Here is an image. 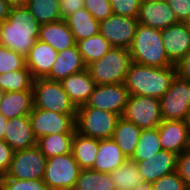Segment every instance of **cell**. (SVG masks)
<instances>
[{
	"instance_id": "obj_1",
	"label": "cell",
	"mask_w": 190,
	"mask_h": 190,
	"mask_svg": "<svg viewBox=\"0 0 190 190\" xmlns=\"http://www.w3.org/2000/svg\"><path fill=\"white\" fill-rule=\"evenodd\" d=\"M40 26L26 6L11 7L9 16L0 24L2 45L26 57L38 40Z\"/></svg>"
},
{
	"instance_id": "obj_7",
	"label": "cell",
	"mask_w": 190,
	"mask_h": 190,
	"mask_svg": "<svg viewBox=\"0 0 190 190\" xmlns=\"http://www.w3.org/2000/svg\"><path fill=\"white\" fill-rule=\"evenodd\" d=\"M80 167L72 153L47 158L43 182L49 190L74 188Z\"/></svg>"
},
{
	"instance_id": "obj_27",
	"label": "cell",
	"mask_w": 190,
	"mask_h": 190,
	"mask_svg": "<svg viewBox=\"0 0 190 190\" xmlns=\"http://www.w3.org/2000/svg\"><path fill=\"white\" fill-rule=\"evenodd\" d=\"M141 131V128L124 117L118 119L112 139L127 158H131L134 154Z\"/></svg>"
},
{
	"instance_id": "obj_37",
	"label": "cell",
	"mask_w": 190,
	"mask_h": 190,
	"mask_svg": "<svg viewBox=\"0 0 190 190\" xmlns=\"http://www.w3.org/2000/svg\"><path fill=\"white\" fill-rule=\"evenodd\" d=\"M153 190H186L187 186L176 171L151 183Z\"/></svg>"
},
{
	"instance_id": "obj_17",
	"label": "cell",
	"mask_w": 190,
	"mask_h": 190,
	"mask_svg": "<svg viewBox=\"0 0 190 190\" xmlns=\"http://www.w3.org/2000/svg\"><path fill=\"white\" fill-rule=\"evenodd\" d=\"M175 153L160 150L153 157L136 162L143 182L153 183L159 178L176 171Z\"/></svg>"
},
{
	"instance_id": "obj_10",
	"label": "cell",
	"mask_w": 190,
	"mask_h": 190,
	"mask_svg": "<svg viewBox=\"0 0 190 190\" xmlns=\"http://www.w3.org/2000/svg\"><path fill=\"white\" fill-rule=\"evenodd\" d=\"M162 120H182L190 110V82L179 78L173 79L168 91L160 98Z\"/></svg>"
},
{
	"instance_id": "obj_44",
	"label": "cell",
	"mask_w": 190,
	"mask_h": 190,
	"mask_svg": "<svg viewBox=\"0 0 190 190\" xmlns=\"http://www.w3.org/2000/svg\"><path fill=\"white\" fill-rule=\"evenodd\" d=\"M176 75L190 82V51L175 65Z\"/></svg>"
},
{
	"instance_id": "obj_31",
	"label": "cell",
	"mask_w": 190,
	"mask_h": 190,
	"mask_svg": "<svg viewBox=\"0 0 190 190\" xmlns=\"http://www.w3.org/2000/svg\"><path fill=\"white\" fill-rule=\"evenodd\" d=\"M74 188L77 190H115L109 173L92 169L80 170Z\"/></svg>"
},
{
	"instance_id": "obj_3",
	"label": "cell",
	"mask_w": 190,
	"mask_h": 190,
	"mask_svg": "<svg viewBox=\"0 0 190 190\" xmlns=\"http://www.w3.org/2000/svg\"><path fill=\"white\" fill-rule=\"evenodd\" d=\"M129 51L134 63L156 68L174 66L166 55L161 30L138 23Z\"/></svg>"
},
{
	"instance_id": "obj_35",
	"label": "cell",
	"mask_w": 190,
	"mask_h": 190,
	"mask_svg": "<svg viewBox=\"0 0 190 190\" xmlns=\"http://www.w3.org/2000/svg\"><path fill=\"white\" fill-rule=\"evenodd\" d=\"M26 67L24 56L0 45V74H6L16 70H22Z\"/></svg>"
},
{
	"instance_id": "obj_41",
	"label": "cell",
	"mask_w": 190,
	"mask_h": 190,
	"mask_svg": "<svg viewBox=\"0 0 190 190\" xmlns=\"http://www.w3.org/2000/svg\"><path fill=\"white\" fill-rule=\"evenodd\" d=\"M178 22L190 23V0H167Z\"/></svg>"
},
{
	"instance_id": "obj_33",
	"label": "cell",
	"mask_w": 190,
	"mask_h": 190,
	"mask_svg": "<svg viewBox=\"0 0 190 190\" xmlns=\"http://www.w3.org/2000/svg\"><path fill=\"white\" fill-rule=\"evenodd\" d=\"M163 150L159 141L158 127L153 129H142L135 152L130 158L138 162L153 157Z\"/></svg>"
},
{
	"instance_id": "obj_29",
	"label": "cell",
	"mask_w": 190,
	"mask_h": 190,
	"mask_svg": "<svg viewBox=\"0 0 190 190\" xmlns=\"http://www.w3.org/2000/svg\"><path fill=\"white\" fill-rule=\"evenodd\" d=\"M74 133H61L46 135L37 139L36 146L46 156L51 158L58 155L71 153Z\"/></svg>"
},
{
	"instance_id": "obj_18",
	"label": "cell",
	"mask_w": 190,
	"mask_h": 190,
	"mask_svg": "<svg viewBox=\"0 0 190 190\" xmlns=\"http://www.w3.org/2000/svg\"><path fill=\"white\" fill-rule=\"evenodd\" d=\"M4 132V141L11 146L14 151L32 148L37 144L29 116L8 119Z\"/></svg>"
},
{
	"instance_id": "obj_51",
	"label": "cell",
	"mask_w": 190,
	"mask_h": 190,
	"mask_svg": "<svg viewBox=\"0 0 190 190\" xmlns=\"http://www.w3.org/2000/svg\"><path fill=\"white\" fill-rule=\"evenodd\" d=\"M0 45H2V35H1V32H0Z\"/></svg>"
},
{
	"instance_id": "obj_39",
	"label": "cell",
	"mask_w": 190,
	"mask_h": 190,
	"mask_svg": "<svg viewBox=\"0 0 190 190\" xmlns=\"http://www.w3.org/2000/svg\"><path fill=\"white\" fill-rule=\"evenodd\" d=\"M83 5L99 22L113 14L110 0H83Z\"/></svg>"
},
{
	"instance_id": "obj_15",
	"label": "cell",
	"mask_w": 190,
	"mask_h": 190,
	"mask_svg": "<svg viewBox=\"0 0 190 190\" xmlns=\"http://www.w3.org/2000/svg\"><path fill=\"white\" fill-rule=\"evenodd\" d=\"M137 20L140 24L158 30L178 23V19L167 1L161 0H142Z\"/></svg>"
},
{
	"instance_id": "obj_47",
	"label": "cell",
	"mask_w": 190,
	"mask_h": 190,
	"mask_svg": "<svg viewBox=\"0 0 190 190\" xmlns=\"http://www.w3.org/2000/svg\"><path fill=\"white\" fill-rule=\"evenodd\" d=\"M11 7L26 6L28 0H6Z\"/></svg>"
},
{
	"instance_id": "obj_9",
	"label": "cell",
	"mask_w": 190,
	"mask_h": 190,
	"mask_svg": "<svg viewBox=\"0 0 190 190\" xmlns=\"http://www.w3.org/2000/svg\"><path fill=\"white\" fill-rule=\"evenodd\" d=\"M122 117L141 129L157 128L162 122L160 99L129 95Z\"/></svg>"
},
{
	"instance_id": "obj_43",
	"label": "cell",
	"mask_w": 190,
	"mask_h": 190,
	"mask_svg": "<svg viewBox=\"0 0 190 190\" xmlns=\"http://www.w3.org/2000/svg\"><path fill=\"white\" fill-rule=\"evenodd\" d=\"M83 7V0H60L61 18L65 19Z\"/></svg>"
},
{
	"instance_id": "obj_16",
	"label": "cell",
	"mask_w": 190,
	"mask_h": 190,
	"mask_svg": "<svg viewBox=\"0 0 190 190\" xmlns=\"http://www.w3.org/2000/svg\"><path fill=\"white\" fill-rule=\"evenodd\" d=\"M158 134L163 150L180 155L184 150L190 149V134L182 120H162Z\"/></svg>"
},
{
	"instance_id": "obj_42",
	"label": "cell",
	"mask_w": 190,
	"mask_h": 190,
	"mask_svg": "<svg viewBox=\"0 0 190 190\" xmlns=\"http://www.w3.org/2000/svg\"><path fill=\"white\" fill-rule=\"evenodd\" d=\"M14 150L4 140H0V177L5 175L11 165Z\"/></svg>"
},
{
	"instance_id": "obj_30",
	"label": "cell",
	"mask_w": 190,
	"mask_h": 190,
	"mask_svg": "<svg viewBox=\"0 0 190 190\" xmlns=\"http://www.w3.org/2000/svg\"><path fill=\"white\" fill-rule=\"evenodd\" d=\"M78 50L86 65L101 59L113 46L100 34L76 42Z\"/></svg>"
},
{
	"instance_id": "obj_19",
	"label": "cell",
	"mask_w": 190,
	"mask_h": 190,
	"mask_svg": "<svg viewBox=\"0 0 190 190\" xmlns=\"http://www.w3.org/2000/svg\"><path fill=\"white\" fill-rule=\"evenodd\" d=\"M58 52L49 44L37 40L30 49L26 59V67L34 79L45 78L51 71Z\"/></svg>"
},
{
	"instance_id": "obj_2",
	"label": "cell",
	"mask_w": 190,
	"mask_h": 190,
	"mask_svg": "<svg viewBox=\"0 0 190 190\" xmlns=\"http://www.w3.org/2000/svg\"><path fill=\"white\" fill-rule=\"evenodd\" d=\"M175 76V65L156 68L132 62L126 74L124 85L129 95L160 99L170 88Z\"/></svg>"
},
{
	"instance_id": "obj_26",
	"label": "cell",
	"mask_w": 190,
	"mask_h": 190,
	"mask_svg": "<svg viewBox=\"0 0 190 190\" xmlns=\"http://www.w3.org/2000/svg\"><path fill=\"white\" fill-rule=\"evenodd\" d=\"M99 140L75 131L71 153L81 170L92 169L97 156Z\"/></svg>"
},
{
	"instance_id": "obj_50",
	"label": "cell",
	"mask_w": 190,
	"mask_h": 190,
	"mask_svg": "<svg viewBox=\"0 0 190 190\" xmlns=\"http://www.w3.org/2000/svg\"><path fill=\"white\" fill-rule=\"evenodd\" d=\"M4 94H5V91L0 87V104L3 100Z\"/></svg>"
},
{
	"instance_id": "obj_46",
	"label": "cell",
	"mask_w": 190,
	"mask_h": 190,
	"mask_svg": "<svg viewBox=\"0 0 190 190\" xmlns=\"http://www.w3.org/2000/svg\"><path fill=\"white\" fill-rule=\"evenodd\" d=\"M7 118H5L1 113H0V140H4V134H5V125L7 123Z\"/></svg>"
},
{
	"instance_id": "obj_11",
	"label": "cell",
	"mask_w": 190,
	"mask_h": 190,
	"mask_svg": "<svg viewBox=\"0 0 190 190\" xmlns=\"http://www.w3.org/2000/svg\"><path fill=\"white\" fill-rule=\"evenodd\" d=\"M75 118L76 115L59 114L34 107L29 114L31 128L36 139L52 134L75 133Z\"/></svg>"
},
{
	"instance_id": "obj_28",
	"label": "cell",
	"mask_w": 190,
	"mask_h": 190,
	"mask_svg": "<svg viewBox=\"0 0 190 190\" xmlns=\"http://www.w3.org/2000/svg\"><path fill=\"white\" fill-rule=\"evenodd\" d=\"M115 190H133L143 183L135 161L128 158L115 171L110 173Z\"/></svg>"
},
{
	"instance_id": "obj_32",
	"label": "cell",
	"mask_w": 190,
	"mask_h": 190,
	"mask_svg": "<svg viewBox=\"0 0 190 190\" xmlns=\"http://www.w3.org/2000/svg\"><path fill=\"white\" fill-rule=\"evenodd\" d=\"M26 7L41 25L62 19L60 0H28Z\"/></svg>"
},
{
	"instance_id": "obj_49",
	"label": "cell",
	"mask_w": 190,
	"mask_h": 190,
	"mask_svg": "<svg viewBox=\"0 0 190 190\" xmlns=\"http://www.w3.org/2000/svg\"><path fill=\"white\" fill-rule=\"evenodd\" d=\"M185 125L188 128L189 134H190V110L186 114V117L184 119Z\"/></svg>"
},
{
	"instance_id": "obj_8",
	"label": "cell",
	"mask_w": 190,
	"mask_h": 190,
	"mask_svg": "<svg viewBox=\"0 0 190 190\" xmlns=\"http://www.w3.org/2000/svg\"><path fill=\"white\" fill-rule=\"evenodd\" d=\"M46 162V156L37 146L16 150L8 172L0 178L43 179Z\"/></svg>"
},
{
	"instance_id": "obj_25",
	"label": "cell",
	"mask_w": 190,
	"mask_h": 190,
	"mask_svg": "<svg viewBox=\"0 0 190 190\" xmlns=\"http://www.w3.org/2000/svg\"><path fill=\"white\" fill-rule=\"evenodd\" d=\"M64 20L70 28L75 42L99 33L100 22L97 21L84 7L69 15Z\"/></svg>"
},
{
	"instance_id": "obj_12",
	"label": "cell",
	"mask_w": 190,
	"mask_h": 190,
	"mask_svg": "<svg viewBox=\"0 0 190 190\" xmlns=\"http://www.w3.org/2000/svg\"><path fill=\"white\" fill-rule=\"evenodd\" d=\"M128 90L124 83L111 85H95L93 93L86 103L78 108H96L123 116L127 100Z\"/></svg>"
},
{
	"instance_id": "obj_40",
	"label": "cell",
	"mask_w": 190,
	"mask_h": 190,
	"mask_svg": "<svg viewBox=\"0 0 190 190\" xmlns=\"http://www.w3.org/2000/svg\"><path fill=\"white\" fill-rule=\"evenodd\" d=\"M176 172L183 179L187 188H190V149L184 150L177 156Z\"/></svg>"
},
{
	"instance_id": "obj_4",
	"label": "cell",
	"mask_w": 190,
	"mask_h": 190,
	"mask_svg": "<svg viewBox=\"0 0 190 190\" xmlns=\"http://www.w3.org/2000/svg\"><path fill=\"white\" fill-rule=\"evenodd\" d=\"M131 63L129 49L113 47L101 59L88 65L86 69L95 85L119 84L124 83Z\"/></svg>"
},
{
	"instance_id": "obj_38",
	"label": "cell",
	"mask_w": 190,
	"mask_h": 190,
	"mask_svg": "<svg viewBox=\"0 0 190 190\" xmlns=\"http://www.w3.org/2000/svg\"><path fill=\"white\" fill-rule=\"evenodd\" d=\"M141 1L142 0H110V5L115 15L137 18Z\"/></svg>"
},
{
	"instance_id": "obj_23",
	"label": "cell",
	"mask_w": 190,
	"mask_h": 190,
	"mask_svg": "<svg viewBox=\"0 0 190 190\" xmlns=\"http://www.w3.org/2000/svg\"><path fill=\"white\" fill-rule=\"evenodd\" d=\"M128 158L122 153L116 142L111 139L99 140L97 156L92 170L103 173H112Z\"/></svg>"
},
{
	"instance_id": "obj_36",
	"label": "cell",
	"mask_w": 190,
	"mask_h": 190,
	"mask_svg": "<svg viewBox=\"0 0 190 190\" xmlns=\"http://www.w3.org/2000/svg\"><path fill=\"white\" fill-rule=\"evenodd\" d=\"M0 188L2 190H49L42 179L0 178Z\"/></svg>"
},
{
	"instance_id": "obj_45",
	"label": "cell",
	"mask_w": 190,
	"mask_h": 190,
	"mask_svg": "<svg viewBox=\"0 0 190 190\" xmlns=\"http://www.w3.org/2000/svg\"><path fill=\"white\" fill-rule=\"evenodd\" d=\"M11 6L6 0H0V24L3 23L9 16Z\"/></svg>"
},
{
	"instance_id": "obj_21",
	"label": "cell",
	"mask_w": 190,
	"mask_h": 190,
	"mask_svg": "<svg viewBox=\"0 0 190 190\" xmlns=\"http://www.w3.org/2000/svg\"><path fill=\"white\" fill-rule=\"evenodd\" d=\"M61 84L76 108L86 103L95 87V82L87 69L66 77Z\"/></svg>"
},
{
	"instance_id": "obj_13",
	"label": "cell",
	"mask_w": 190,
	"mask_h": 190,
	"mask_svg": "<svg viewBox=\"0 0 190 190\" xmlns=\"http://www.w3.org/2000/svg\"><path fill=\"white\" fill-rule=\"evenodd\" d=\"M138 23L137 18L112 14L100 21L99 33L113 47L129 49Z\"/></svg>"
},
{
	"instance_id": "obj_5",
	"label": "cell",
	"mask_w": 190,
	"mask_h": 190,
	"mask_svg": "<svg viewBox=\"0 0 190 190\" xmlns=\"http://www.w3.org/2000/svg\"><path fill=\"white\" fill-rule=\"evenodd\" d=\"M32 90L34 108L76 115L77 108L70 101L60 81L37 78L34 79Z\"/></svg>"
},
{
	"instance_id": "obj_6",
	"label": "cell",
	"mask_w": 190,
	"mask_h": 190,
	"mask_svg": "<svg viewBox=\"0 0 190 190\" xmlns=\"http://www.w3.org/2000/svg\"><path fill=\"white\" fill-rule=\"evenodd\" d=\"M119 115L96 108H77L76 131L98 140L111 139Z\"/></svg>"
},
{
	"instance_id": "obj_22",
	"label": "cell",
	"mask_w": 190,
	"mask_h": 190,
	"mask_svg": "<svg viewBox=\"0 0 190 190\" xmlns=\"http://www.w3.org/2000/svg\"><path fill=\"white\" fill-rule=\"evenodd\" d=\"M38 40L49 44L57 52L64 51L76 44L74 36L64 19L42 24Z\"/></svg>"
},
{
	"instance_id": "obj_24",
	"label": "cell",
	"mask_w": 190,
	"mask_h": 190,
	"mask_svg": "<svg viewBox=\"0 0 190 190\" xmlns=\"http://www.w3.org/2000/svg\"><path fill=\"white\" fill-rule=\"evenodd\" d=\"M33 107V91L5 92L0 113L7 119L29 116Z\"/></svg>"
},
{
	"instance_id": "obj_20",
	"label": "cell",
	"mask_w": 190,
	"mask_h": 190,
	"mask_svg": "<svg viewBox=\"0 0 190 190\" xmlns=\"http://www.w3.org/2000/svg\"><path fill=\"white\" fill-rule=\"evenodd\" d=\"M86 68L78 47L75 44L64 51L58 52L55 63L45 78L61 82L66 77L84 71Z\"/></svg>"
},
{
	"instance_id": "obj_48",
	"label": "cell",
	"mask_w": 190,
	"mask_h": 190,
	"mask_svg": "<svg viewBox=\"0 0 190 190\" xmlns=\"http://www.w3.org/2000/svg\"><path fill=\"white\" fill-rule=\"evenodd\" d=\"M133 190H153L151 183L143 182Z\"/></svg>"
},
{
	"instance_id": "obj_14",
	"label": "cell",
	"mask_w": 190,
	"mask_h": 190,
	"mask_svg": "<svg viewBox=\"0 0 190 190\" xmlns=\"http://www.w3.org/2000/svg\"><path fill=\"white\" fill-rule=\"evenodd\" d=\"M169 61L176 65L190 51V23L178 22L161 30Z\"/></svg>"
},
{
	"instance_id": "obj_34",
	"label": "cell",
	"mask_w": 190,
	"mask_h": 190,
	"mask_svg": "<svg viewBox=\"0 0 190 190\" xmlns=\"http://www.w3.org/2000/svg\"><path fill=\"white\" fill-rule=\"evenodd\" d=\"M33 82L34 78L27 67L0 74V87L5 92L33 91Z\"/></svg>"
}]
</instances>
